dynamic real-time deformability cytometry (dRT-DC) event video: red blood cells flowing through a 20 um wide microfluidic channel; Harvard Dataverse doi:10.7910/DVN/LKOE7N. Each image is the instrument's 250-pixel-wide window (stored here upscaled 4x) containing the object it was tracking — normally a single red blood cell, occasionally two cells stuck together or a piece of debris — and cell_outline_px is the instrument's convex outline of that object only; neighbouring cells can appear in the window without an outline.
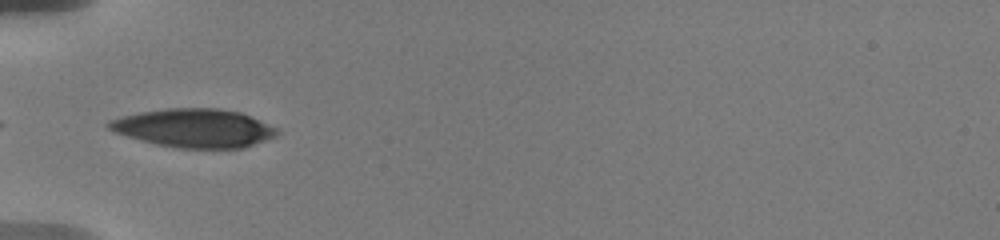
{"species": "human", "species_latin": "Homo sapiens", "temperature_condition": "warm", "stored_images_in_passage": 15, "camera_frame_rate_fps": 3000, "um_per_image_px": 0.085, "donor": {"sex": "male"}, "frame": {"image": 1, "passage_image": 1, "time_ms": 0.0, "image_size_px": [1000, 240], "cell_outline_px": [[280, 132], [276, 136], [244, 148], [176, 148], [156, 144], [140, 140], [116, 132], [108, 128], [104, 124], [108, 120], [120, 116], [140, 112], [168, 108], [220, 108], [240, 112], [276, 128]], "centroid_in_image_um": [16.47, 10.88], "position_along_channel_um": 68.5, "area_um2": 37.74}}
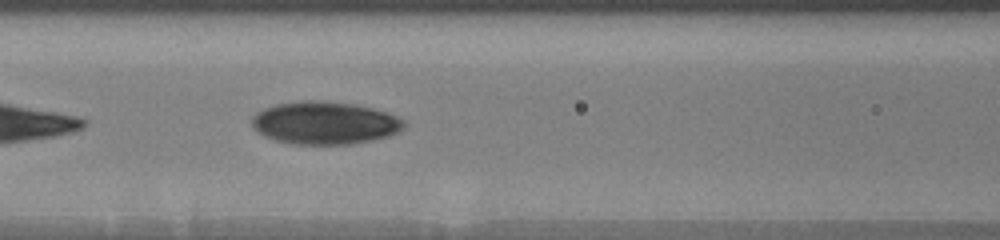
{"frame": {"image": 2, "passage_image": 6, "time_ms": 2.0, "image_size_px": [1000, 240], "cell_outline_px": [[404, 128], [388, 136], [372, 140], [352, 144], [292, 144], [276, 140], [264, 136], [256, 132], [252, 128], [252, 116], [256, 112], [264, 108], [276, 104], [300, 100], [312, 100], [356, 104], [388, 112], [404, 120]], "centroid_in_image_um": [27.57, 10.44], "position_along_channel_um": 139.0, "area_um2": 38.03}}
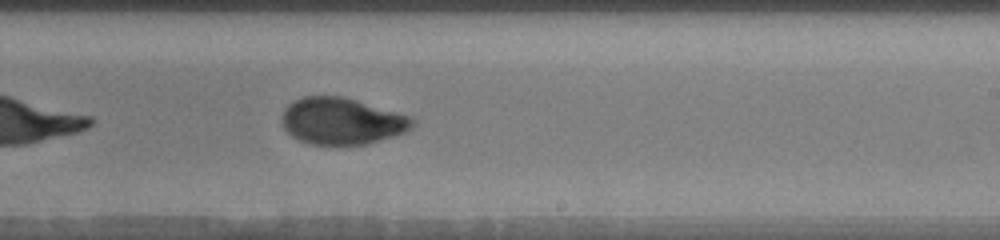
{"frame": {"image": 3, "passage_image": 15, "time_ms": 5.333, "image_size_px": [1000, 240], "cell_outline_px": [[416, 124], [412, 128], [404, 132], [392, 136], [364, 144], [308, 144], [292, 136], [284, 128], [284, 108], [288, 104], [304, 96], [344, 96], [412, 116], [416, 120]], "centroid_in_image_um": [29.1, 10.28], "position_along_channel_um": 259.9, "area_um2": 35.32}}